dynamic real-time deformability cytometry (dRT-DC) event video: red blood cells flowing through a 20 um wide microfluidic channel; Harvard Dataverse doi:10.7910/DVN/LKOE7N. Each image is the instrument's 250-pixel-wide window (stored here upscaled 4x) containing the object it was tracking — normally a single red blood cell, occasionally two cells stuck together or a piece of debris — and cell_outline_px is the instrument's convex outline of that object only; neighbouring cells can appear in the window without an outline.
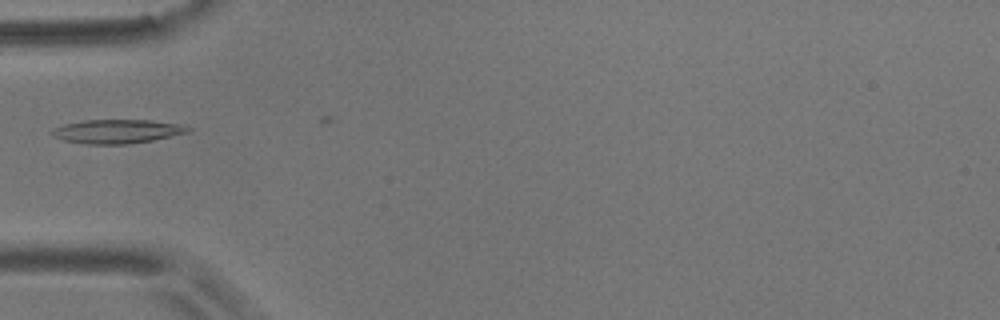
{"species": "common noctule bat (a hibernating species)", "species_latin": "Nyctalus noctula", "temperature_condition": "room temperature", "stored_images_in_passage": 4, "camera_frame_rate_fps": 3000, "um_per_image_px": 0.085, "animal": {"sex": "male", "body_mass_g": 17.9}, "frame": {"image": 1, "passage_image": 1, "time_ms": 0.0, "image_size_px": [1000, 320], "cell_outline_px": [[192, 128], [188, 132], [152, 140], [128, 144], [84, 144], [64, 140], [52, 136], [48, 132], [52, 128], [64, 124], [84, 120], [152, 120], [180, 124]], "centroid_in_image_um": [9.9, 11.16], "position_along_channel_um": 75.1, "area_um2": 19.02}}